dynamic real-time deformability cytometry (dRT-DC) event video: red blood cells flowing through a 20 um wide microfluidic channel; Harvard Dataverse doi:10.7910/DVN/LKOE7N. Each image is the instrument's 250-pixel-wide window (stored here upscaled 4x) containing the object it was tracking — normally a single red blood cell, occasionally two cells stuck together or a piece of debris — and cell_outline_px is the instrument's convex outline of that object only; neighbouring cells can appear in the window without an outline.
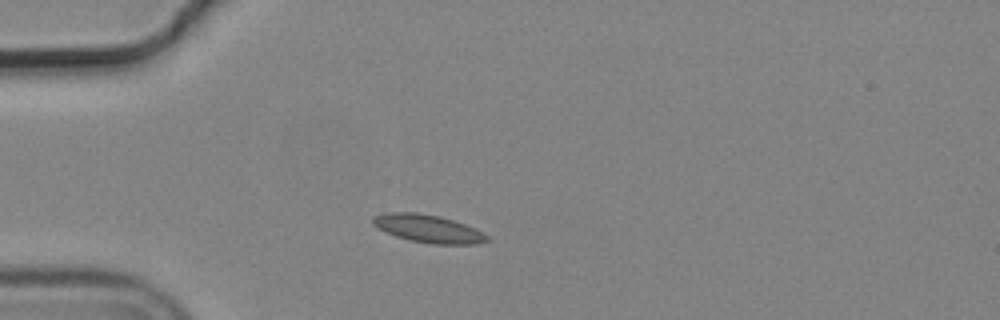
{"species": "common noctule bat (a hibernating species)", "species_latin": "Nyctalus noctula", "temperature_condition": "cold", "stored_images_in_passage": 3, "camera_frame_rate_fps": 3000, "um_per_image_px": 0.085, "animal": {"sex": "male", "body_mass_g": 19.2, "forearm_length_mm": 51.8}, "frame": {"image": 1, "passage_image": 3, "time_ms": 0.667, "image_size_px": [1000, 320], "cell_outline_px": [[488, 240], [480, 244], [432, 244], [412, 240], [396, 236], [376, 228], [372, 224], [372, 216], [388, 212], [416, 212], [440, 216], [464, 224], [488, 236]], "centroid_in_image_um": [36.33, 19.43], "position_along_channel_um": 48.7, "area_um2": 18.38}}